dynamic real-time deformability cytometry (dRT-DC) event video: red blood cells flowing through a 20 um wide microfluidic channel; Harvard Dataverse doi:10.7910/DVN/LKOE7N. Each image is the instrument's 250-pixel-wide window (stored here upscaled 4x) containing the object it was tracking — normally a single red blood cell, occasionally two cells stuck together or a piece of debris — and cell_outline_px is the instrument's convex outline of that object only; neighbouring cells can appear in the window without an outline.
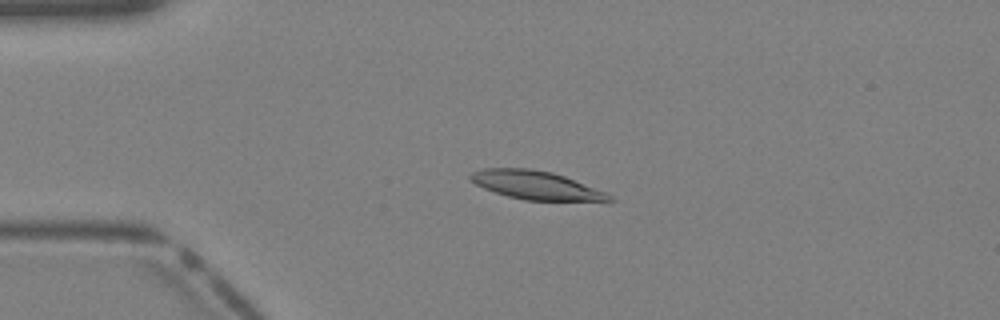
{"species": "Egyptian fruit bat (a non-hibernating species)", "species_latin": "Rousettus aegyptiacus", "temperature_condition": "warm", "stored_images_in_passage": 40, "camera_frame_rate_fps": 3000, "um_per_image_px": 0.085, "animal": {"sex": "female"}, "frame": {"image": 1, "passage_image": 10, "time_ms": 3.0, "image_size_px": [1000, 320], "cell_outline_px": [[616, 200], [524, 200], [508, 196], [484, 188], [468, 180], [468, 176], [472, 172], [484, 168], [528, 168], [552, 172], [564, 176], [604, 192], [612, 196]], "centroid_in_image_um": [45.47, 15.72], "position_along_channel_um": 39.5, "area_um2": 22.54}}
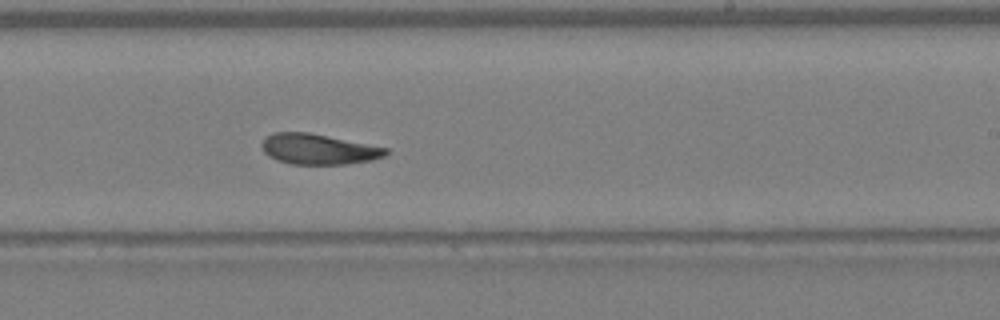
{"frame": {"image": 2, "passage_image": 25, "time_ms": 8.0, "image_size_px": [1000, 320], "cell_outline_px": [[388, 152], [384, 156], [372, 160], [344, 164], [292, 164], [276, 160], [268, 156], [264, 152], [260, 144], [272, 132], [308, 132], [388, 148]], "centroid_in_image_um": [27.04, 12.68], "position_along_channel_um": 262.0, "area_um2": 21.91}}
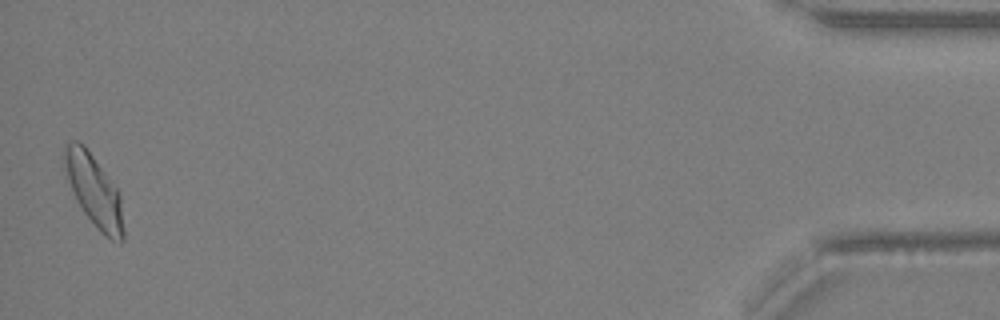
{"frame": {"image": 3, "passage_image": 40, "time_ms": 13.0, "image_size_px": [1000, 320], "cell_outline_px": [[124, 240], [120, 244], [104, 236], [100, 232], [84, 212], [76, 200], [72, 192], [60, 156], [64, 144], [72, 140], [76, 140], [84, 144], [120, 192], [124, 228]], "centroid_in_image_um": [7.97, 16.18], "position_along_channel_um": 427.2, "area_um2": 25.26}}